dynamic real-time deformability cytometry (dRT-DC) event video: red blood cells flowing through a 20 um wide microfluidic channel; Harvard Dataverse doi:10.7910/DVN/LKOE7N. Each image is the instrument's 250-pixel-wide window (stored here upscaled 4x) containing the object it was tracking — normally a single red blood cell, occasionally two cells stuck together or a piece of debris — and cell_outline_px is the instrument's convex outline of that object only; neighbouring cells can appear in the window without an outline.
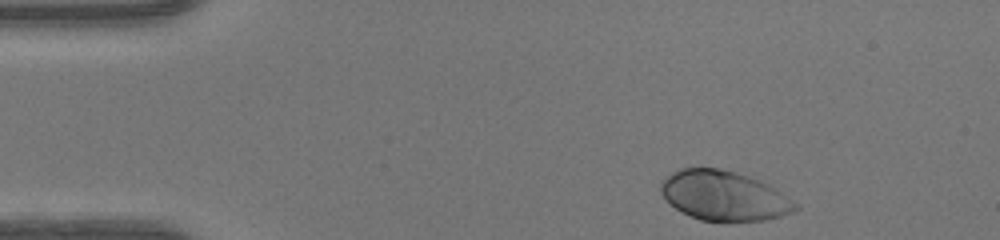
{"species": "human", "species_latin": "Homo sapiens", "temperature_condition": "warm", "stored_images_in_passage": 44, "camera_frame_rate_fps": 3000, "um_per_image_px": 0.085, "donor": {"sex": "female"}, "frame": {"image": 1, "passage_image": 1, "time_ms": 0.0, "image_size_px": [1000, 240], "cell_outline_px": [[800, 208], [792, 212], [780, 216], [764, 220], [700, 220], [688, 216], [676, 208], [660, 192], [660, 184], [672, 172], [680, 168], [720, 168], [736, 172], [760, 180], [768, 184], [800, 204]], "centroid_in_image_um": [61.56, 16.62], "position_along_channel_um": 23.4, "area_um2": 38.67}}
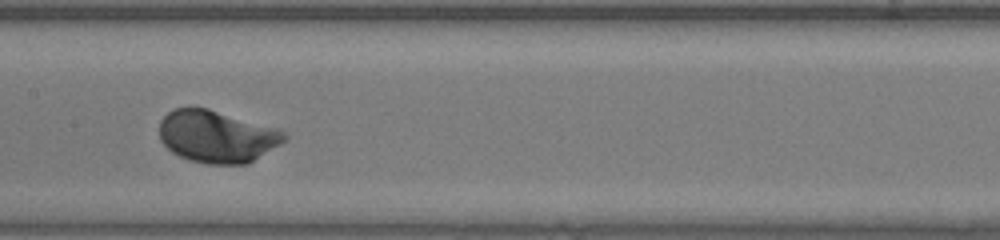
{"frame": {"image": 2, "passage_image": 19, "time_ms": 6.0, "image_size_px": [1000, 240], "cell_outline_px": [[288, 136], [280, 144], [248, 164], [208, 164], [188, 160], [172, 152], [160, 140], [160, 120], [168, 112], [176, 108], [208, 108], [280, 128], [288, 132]], "centroid_in_image_um": [18.47, 11.6], "position_along_channel_um": 188.9, "area_um2": 38.26}}
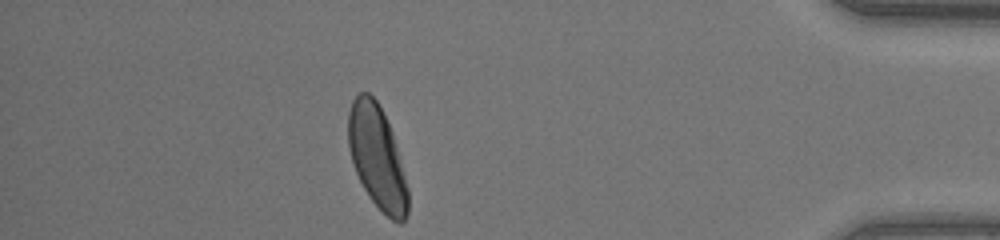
{"frame": {"image": 3, "passage_image": 38, "time_ms": 12.333, "image_size_px": [1000, 240], "cell_outline_px": [[408, 212], [404, 220], [400, 224], [392, 220], [368, 196], [356, 172], [348, 148], [348, 112], [352, 100], [360, 92], [368, 92], [376, 100], [392, 132], [408, 188]], "centroid_in_image_um": [32.04, 13.36], "position_along_channel_um": 403.2, "area_um2": 35.37}, "authors_computed_cell_mechanics": {"area_um2": 36.4429, "velocity_mm_per_s": 4.1165, "shape_relaxation_time_tau1_ms": 1.4344, "shape_relaxation_time_tau2_ms": null, "deformation_change_tau1": 0.1306, "deformation_change_tau2": null}}